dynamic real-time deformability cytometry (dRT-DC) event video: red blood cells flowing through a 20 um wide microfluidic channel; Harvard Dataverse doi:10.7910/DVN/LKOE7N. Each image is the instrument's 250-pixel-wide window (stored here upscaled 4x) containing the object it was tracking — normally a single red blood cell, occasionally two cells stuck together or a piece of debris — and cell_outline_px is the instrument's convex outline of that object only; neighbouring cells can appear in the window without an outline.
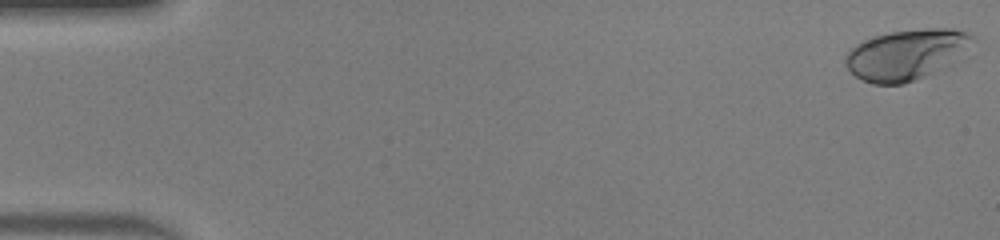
{"species": "human", "species_latin": "Homo sapiens", "temperature_condition": "warm", "stored_images_in_passage": 50, "camera_frame_rate_fps": 3000, "um_per_image_px": 0.085, "donor": {"sex": "male"}, "frame": {"image": 1, "passage_image": 1, "time_ms": 0.0, "image_size_px": [1000, 240], "cell_outline_px": [[976, 40], [964, 60], [916, 80], [904, 84], [872, 84], [856, 76], [844, 64], [844, 60], [848, 52], [856, 44], [864, 40], [888, 32], [924, 28], [952, 28], [968, 32], [976, 36]], "centroid_in_image_um": [77.18, 4.63], "position_along_channel_um": 7.8, "area_um2": 38.49}}
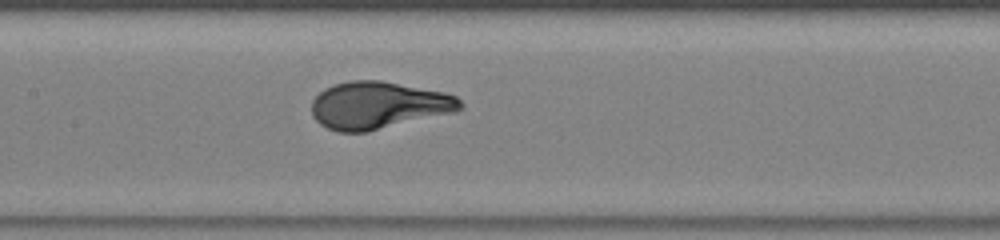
{"frame": {"image": 2, "passage_image": 25, "time_ms": 8.0, "image_size_px": [1000, 240], "cell_outline_px": [[464, 108], [456, 112], [368, 132], [340, 132], [328, 128], [320, 124], [312, 116], [312, 100], [324, 88], [336, 84], [352, 80], [380, 80], [444, 92], [456, 96], [464, 104]], "centroid_in_image_um": [32.19, 8.96], "position_along_channel_um": 175.2, "area_um2": 41.15}}
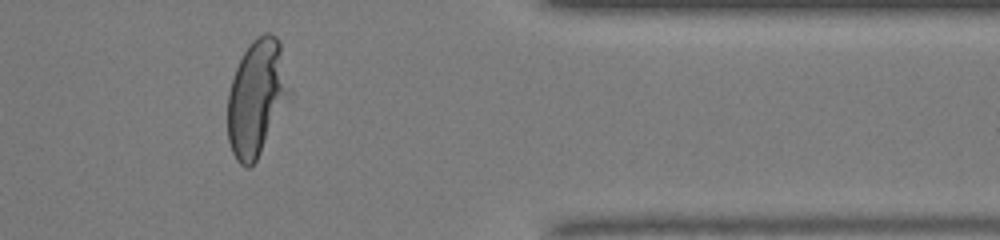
{"frame": {"image": 3, "passage_image": 42, "time_ms": 13.667, "image_size_px": [1000, 240], "cell_outline_px": [[292, 96], [256, 160], [248, 168], [244, 168], [236, 160], [232, 152], [228, 140], [228, 92], [236, 68], [244, 52], [252, 40], [256, 36], [264, 32], [268, 32], [276, 36], [280, 40], [292, 88]], "centroid_in_image_um": [21.86, 8.28], "position_along_channel_um": 389.5, "area_um2": 42.48}}